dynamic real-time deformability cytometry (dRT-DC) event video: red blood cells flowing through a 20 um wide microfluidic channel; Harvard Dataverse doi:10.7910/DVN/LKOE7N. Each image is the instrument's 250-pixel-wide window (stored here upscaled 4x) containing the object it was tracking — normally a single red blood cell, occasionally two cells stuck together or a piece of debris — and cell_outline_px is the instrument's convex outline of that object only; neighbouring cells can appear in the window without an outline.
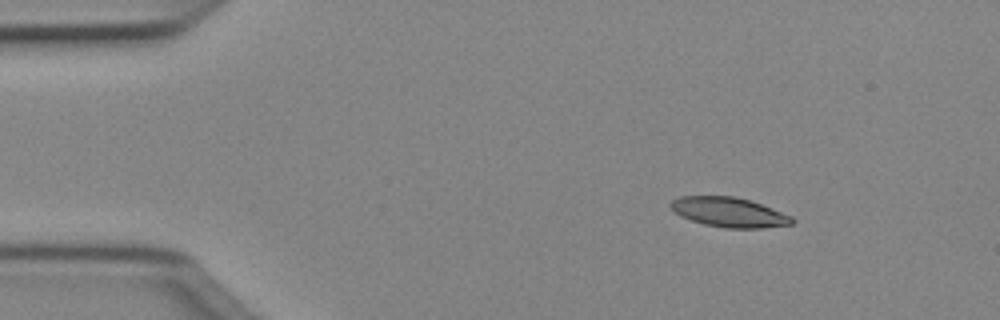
{"species": "Egyptian fruit bat (a non-hibernating species)", "species_latin": "Rousettus aegyptiacus", "temperature_condition": "cold", "stored_images_in_passage": 44, "camera_frame_rate_fps": 3000, "um_per_image_px": 0.085, "animal": {"sex": "female"}, "frame": {"image": 1, "passage_image": 1, "time_ms": 0.0, "image_size_px": [1000, 320], "cell_outline_px": [[796, 220], [792, 224], [764, 228], [724, 228], [704, 224], [680, 216], [668, 204], [672, 200], [680, 196], [736, 196], [760, 204], [792, 216]], "centroid_in_image_um": [61.97, 18.04], "position_along_channel_um": 23.0, "area_um2": 20.92}}
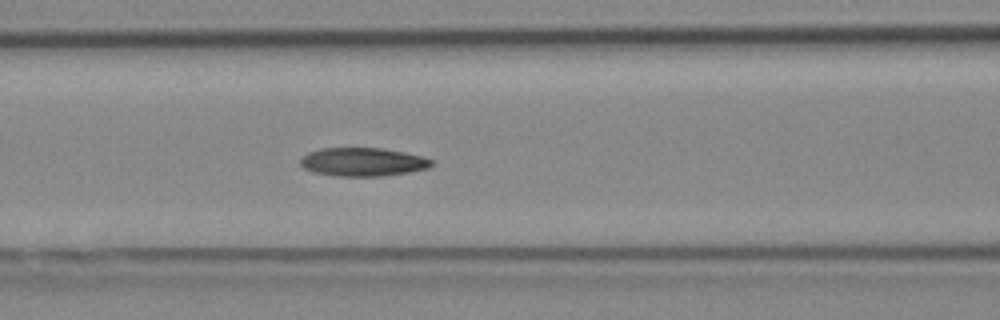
{"frame": {"image": 2, "passage_image": 15, "time_ms": 4.667, "image_size_px": [1000, 320], "cell_outline_px": [[436, 164], [428, 168], [408, 172], [384, 176], [336, 176], [312, 172], [304, 168], [300, 164], [300, 160], [308, 152], [320, 148], [380, 148], [404, 152], [424, 156], [432, 160]], "centroid_in_image_um": [30.86, 13.77], "position_along_channel_um": 135.7, "area_um2": 21.91}}
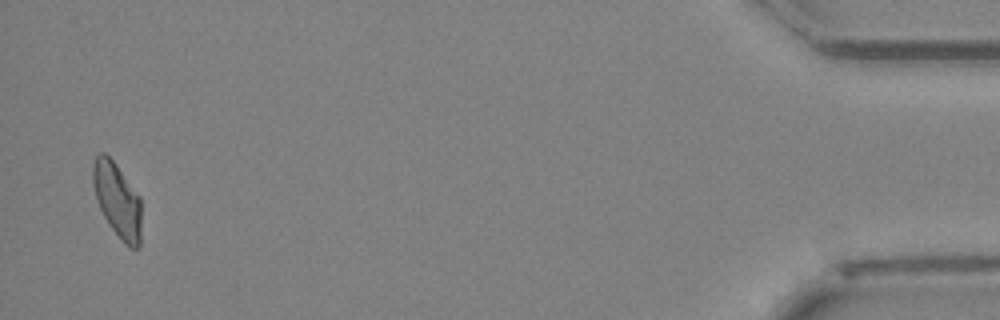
{"frame": {"image": 3, "passage_image": 43, "time_ms": 14.0, "image_size_px": [1000, 320], "cell_outline_px": [[140, 244], [136, 248], [128, 248], [120, 240], [108, 224], [100, 208], [92, 184], [92, 164], [96, 156], [100, 152], [104, 152], [116, 164], [140, 196]], "centroid_in_image_um": [9.96, 17.01], "position_along_channel_um": 425.2, "area_um2": 21.1}, "authors_computed_cell_mechanics": {"area_um2": 21.675, "velocity_mm_per_s": 4.0373, "shape_relaxation_time_tau1_ms": 10.4158, "shape_relaxation_time_tau2_ms": 4.8741, "deformation_change_tau1": 0.2135, "deformation_change_tau2": 0.1126}}